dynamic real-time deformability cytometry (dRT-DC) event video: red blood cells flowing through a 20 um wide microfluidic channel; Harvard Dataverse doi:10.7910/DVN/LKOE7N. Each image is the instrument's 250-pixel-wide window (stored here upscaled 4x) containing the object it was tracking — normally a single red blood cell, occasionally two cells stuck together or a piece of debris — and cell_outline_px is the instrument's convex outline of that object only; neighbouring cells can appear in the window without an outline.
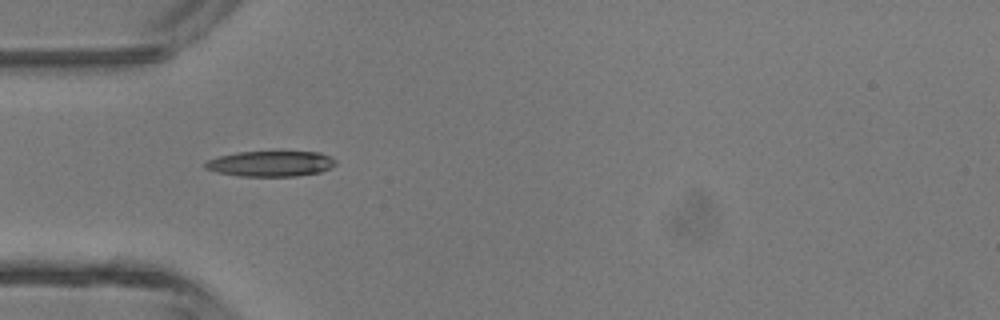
{"species": "common noctule bat (a hibernating species)", "species_latin": "Nyctalus noctula", "temperature_condition": "room temperature", "stored_images_in_passage": 2, "camera_frame_rate_fps": 3000, "um_per_image_px": 0.085, "animal": {"sex": "male", "body_mass_g": 13.3}, "frame": {"image": 1, "passage_image": 1, "time_ms": 0.0, "image_size_px": [1000, 320], "cell_outline_px": [[336, 164], [332, 168], [320, 172], [296, 176], [240, 176], [216, 172], [204, 168], [204, 164], [208, 160], [220, 156], [240, 152], [320, 152], [332, 156], [336, 160]], "centroid_in_image_um": [23.06, 13.92], "position_along_channel_um": 61.9, "area_um2": 19.42}}
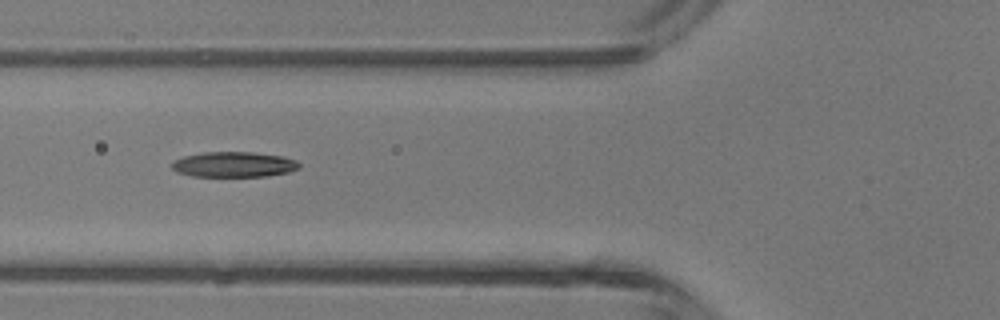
{"frame": {"image": 2, "passage_image": 2, "time_ms": 1.0, "image_size_px": [1000, 320], "cell_outline_px": [[300, 168], [288, 172], [268, 176], [192, 176], [176, 172], [172, 168], [172, 160], [184, 156], [204, 152], [252, 152], [284, 156], [296, 160], [300, 164]], "centroid_in_image_um": [19.88, 13.97], "position_along_channel_um": 105.9, "area_um2": 18.9}}